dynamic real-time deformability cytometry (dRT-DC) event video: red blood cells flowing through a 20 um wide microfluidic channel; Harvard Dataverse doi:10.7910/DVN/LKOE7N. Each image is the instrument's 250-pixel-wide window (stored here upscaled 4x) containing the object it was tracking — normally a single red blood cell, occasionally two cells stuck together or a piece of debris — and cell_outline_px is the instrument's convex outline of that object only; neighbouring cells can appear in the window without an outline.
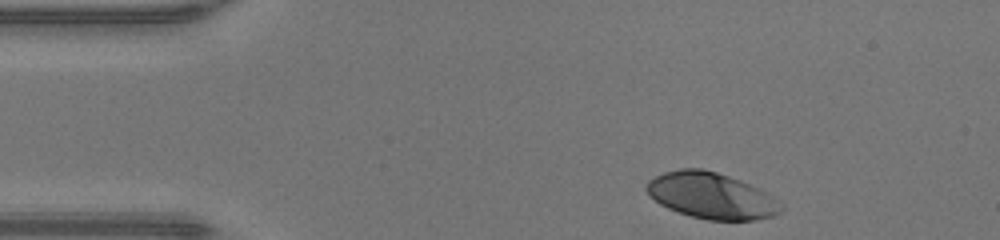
{"species": "human", "species_latin": "Homo sapiens", "temperature_condition": "warm", "stored_images_in_passage": 33, "camera_frame_rate_fps": 3000, "um_per_image_px": 0.085, "donor": {"sex": "male"}, "frame": {"image": 1, "passage_image": 1, "time_ms": 0.0, "image_size_px": [1000, 240], "cell_outline_px": [[784, 208], [780, 212], [772, 216], [756, 220], [708, 220], [692, 216], [668, 208], [660, 204], [648, 196], [644, 188], [648, 180], [664, 172], [680, 168], [700, 168], [716, 172], [740, 180], [772, 196]], "centroid_in_image_um": [60.41, 16.63], "position_along_channel_um": 24.6, "area_um2": 35.95}}
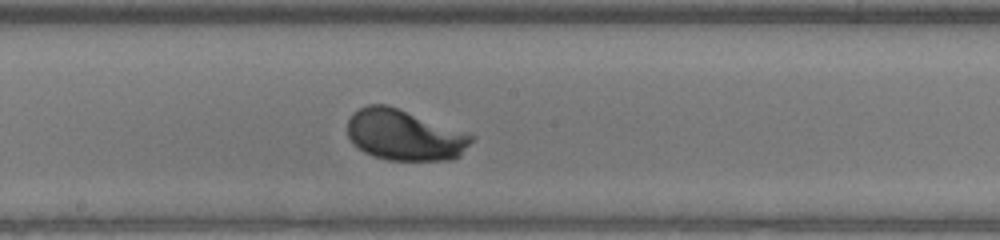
{"frame": {"image": 2, "passage_image": 19, "time_ms": 6.0, "image_size_px": [1000, 240], "cell_outline_px": [[476, 136], [460, 156], [448, 160], [388, 160], [372, 156], [364, 152], [352, 144], [348, 136], [348, 120], [352, 112], [368, 104], [388, 104]], "centroid_in_image_um": [34.35, 11.48], "position_along_channel_um": 213.9, "area_um2": 36.82}}
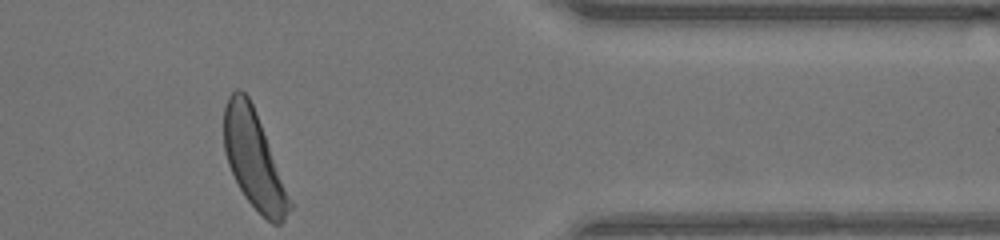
{"frame": {"image": 3, "passage_image": 33, "time_ms": 10.667, "image_size_px": [1000, 240], "cell_outline_px": [[292, 208], [284, 220], [280, 224], [272, 224], [244, 196], [228, 164], [224, 152], [224, 108], [228, 96], [236, 88], [240, 88], [248, 96], [256, 112], [292, 204]], "centroid_in_image_um": [21.55, 13.53], "position_along_channel_um": 389.9, "area_um2": 36.36}, "authors_computed_cell_mechanics": {"area_um2": 36.3562, "velocity_mm_per_s": 4.3225, "shape_relaxation_time_tau1_ms": 0.9257, "shape_relaxation_time_tau2_ms": null, "deformation_change_tau1": 0.1104, "deformation_change_tau2": null}}